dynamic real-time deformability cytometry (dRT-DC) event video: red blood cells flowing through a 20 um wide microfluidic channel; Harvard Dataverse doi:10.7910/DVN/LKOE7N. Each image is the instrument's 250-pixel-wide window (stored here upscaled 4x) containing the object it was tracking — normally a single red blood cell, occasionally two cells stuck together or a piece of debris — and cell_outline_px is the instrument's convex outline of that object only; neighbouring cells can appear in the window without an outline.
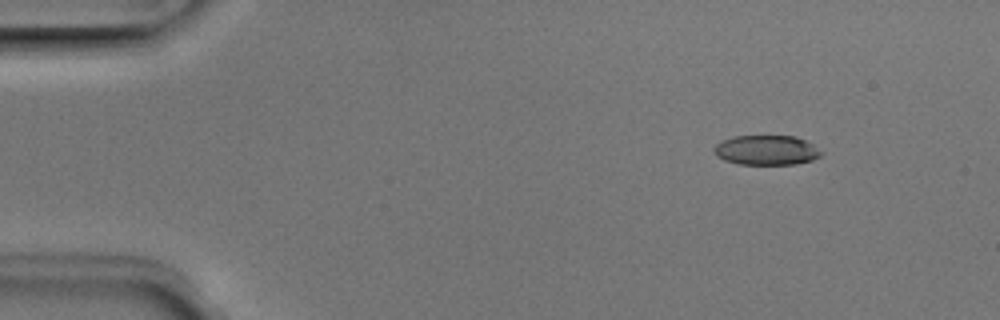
{"species": "Egyptian fruit bat (a non-hibernating species)", "species_latin": "Rousettus aegyptiacus", "temperature_condition": "room temperature", "stored_images_in_passage": 4, "camera_frame_rate_fps": 3000, "um_per_image_px": 0.085, "animal": {"sex": "male"}, "frame": {"image": 1, "passage_image": 2, "time_ms": 0.333, "image_size_px": [1000, 320], "cell_outline_px": [[824, 152], [820, 156], [812, 160], [796, 164], [740, 164], [724, 160], [716, 156], [712, 148], [720, 140], [736, 136], [796, 136], [812, 144]], "centroid_in_image_um": [65.13, 12.76], "position_along_channel_um": 19.9, "area_um2": 18.67}}
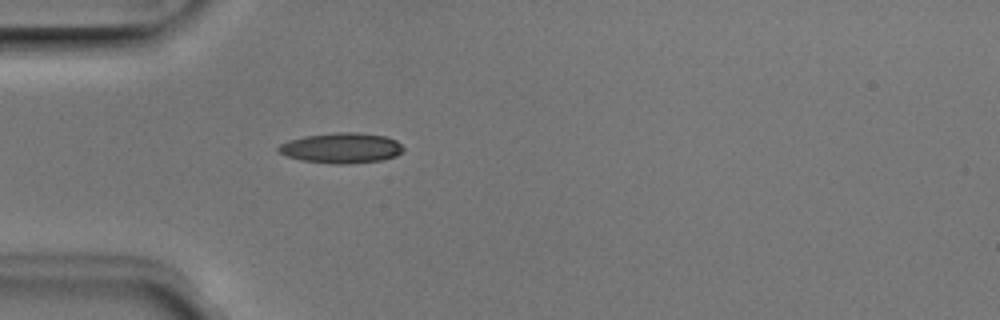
{"frame": {"image": 2, "passage_image": 4, "time_ms": 1.0, "image_size_px": [1000, 320], "cell_outline_px": [[404, 148], [396, 156], [380, 160], [348, 164], [336, 164], [300, 160], [288, 156], [280, 152], [276, 148], [280, 144], [288, 140], [304, 136], [336, 132], [356, 132], [384, 136], [396, 140]], "centroid_in_image_um": [29.0, 12.57], "position_along_channel_um": 56.0, "area_um2": 21.96}}